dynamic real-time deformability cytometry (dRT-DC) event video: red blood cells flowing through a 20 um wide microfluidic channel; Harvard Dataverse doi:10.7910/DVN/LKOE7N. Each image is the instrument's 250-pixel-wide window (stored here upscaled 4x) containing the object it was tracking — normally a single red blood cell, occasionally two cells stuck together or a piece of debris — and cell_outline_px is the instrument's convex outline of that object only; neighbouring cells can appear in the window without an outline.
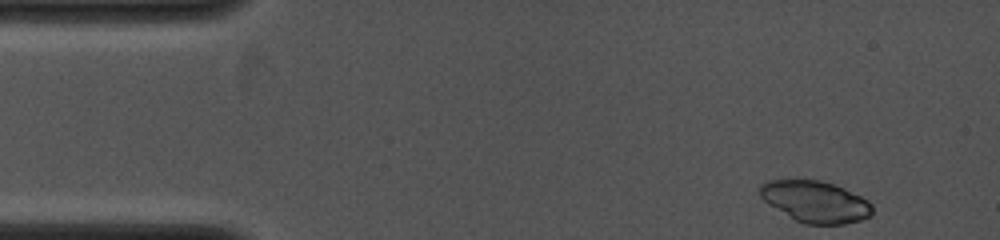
{"species": "common noctule bat (a hibernating species)", "species_latin": "Nyctalus noctula", "temperature_condition": "cold", "stored_images_in_passage": 4, "camera_frame_rate_fps": 4000, "um_per_image_px": 0.085, "animal": {"sex": "female", "body_mass_g": 19.0, "forearm_length_mm": 53.3}, "frame": {"image": 1, "passage_image": 1, "time_ms": 0.0, "image_size_px": [1000, 240], "cell_outline_px": [[872, 216], [860, 220], [844, 224], [804, 224], [796, 220], [764, 200], [760, 196], [760, 184], [768, 180], [820, 180], [844, 188], [868, 200], [872, 204]], "centroid_in_image_um": [69.34, 17.14], "position_along_channel_um": 15.7, "area_um2": 26.88}}